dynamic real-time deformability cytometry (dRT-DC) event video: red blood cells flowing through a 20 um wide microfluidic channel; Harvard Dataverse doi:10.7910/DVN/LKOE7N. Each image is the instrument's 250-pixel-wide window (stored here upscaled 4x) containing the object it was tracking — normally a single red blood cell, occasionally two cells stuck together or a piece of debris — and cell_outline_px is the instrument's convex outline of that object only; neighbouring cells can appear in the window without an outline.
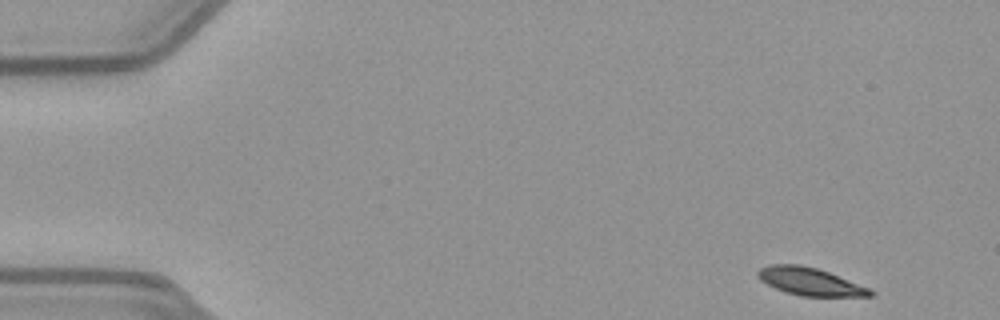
{"species": "common noctule bat (a hibernating species)", "species_latin": "Nyctalus noctula", "temperature_condition": "warm", "stored_images_in_passage": 49, "camera_frame_rate_fps": 3000, "um_per_image_px": 0.085, "animal": {"sex": "female", "body_mass_g": 21.9}, "frame": {"image": 1, "passage_image": 1, "time_ms": 0.0, "image_size_px": [1000, 320], "cell_outline_px": [[876, 292], [872, 296], [800, 296], [784, 292], [760, 280], [756, 276], [756, 272], [760, 268], [768, 264], [800, 264], [816, 268], [828, 272], [872, 288]], "centroid_in_image_um": [68.86, 23.93], "position_along_channel_um": 16.1, "area_um2": 18.32}}
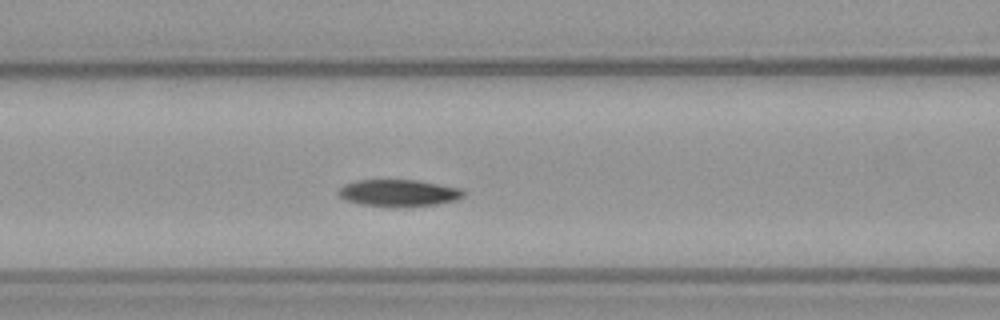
{"frame": {"image": 2, "passage_image": 19, "time_ms": 6.0, "image_size_px": [1000, 320], "cell_outline_px": [[468, 192], [464, 196], [456, 200], [436, 204], [360, 204], [344, 200], [336, 192], [344, 184], [356, 180], [416, 180], [464, 188]], "centroid_in_image_um": [33.92, 16.35], "position_along_channel_um": 132.7, "area_um2": 18.96}}
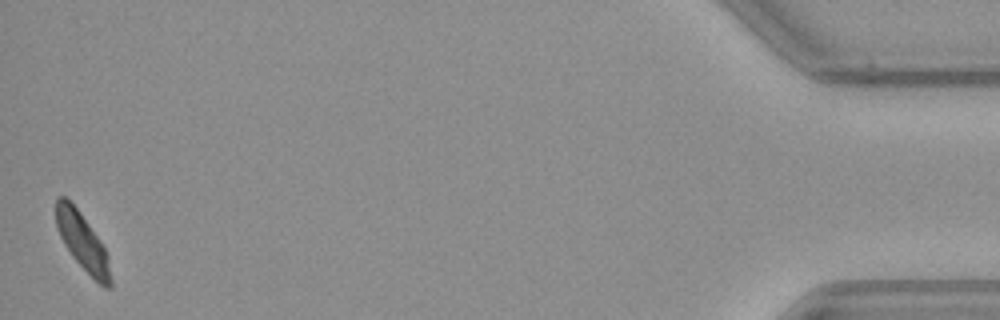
{"frame": {"image": 3, "passage_image": 49, "time_ms": 16.0, "image_size_px": [1000, 320], "cell_outline_px": [[112, 288], [104, 288], [72, 256], [64, 244], [60, 236], [56, 224], [56, 196], [64, 196], [80, 212], [100, 240], [108, 256], [112, 280]], "centroid_in_image_um": [7.02, 20.56], "position_along_channel_um": 428.2, "area_um2": 17.92}, "authors_computed_cell_mechanics": {"area_um2": 19.363, "velocity_mm_per_s": 3.9022, "shape_relaxation_time_tau1_ms": 4.7043, "shape_relaxation_time_tau2_ms": null, "deformation_change_tau1": 0.1353, "deformation_change_tau2": null}}